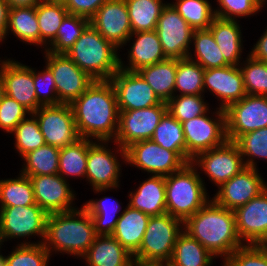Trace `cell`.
<instances>
[{
  "instance_id": "1",
  "label": "cell",
  "mask_w": 267,
  "mask_h": 266,
  "mask_svg": "<svg viewBox=\"0 0 267 266\" xmlns=\"http://www.w3.org/2000/svg\"><path fill=\"white\" fill-rule=\"evenodd\" d=\"M78 134L94 141H114L119 110L110 80L94 82L70 103Z\"/></svg>"
},
{
  "instance_id": "2",
  "label": "cell",
  "mask_w": 267,
  "mask_h": 266,
  "mask_svg": "<svg viewBox=\"0 0 267 266\" xmlns=\"http://www.w3.org/2000/svg\"><path fill=\"white\" fill-rule=\"evenodd\" d=\"M184 231L223 262L244 246L237 233L234 211L212 199L184 222Z\"/></svg>"
},
{
  "instance_id": "3",
  "label": "cell",
  "mask_w": 267,
  "mask_h": 266,
  "mask_svg": "<svg viewBox=\"0 0 267 266\" xmlns=\"http://www.w3.org/2000/svg\"><path fill=\"white\" fill-rule=\"evenodd\" d=\"M96 236L91 215L82 206L71 211L48 214L43 244L51 256L60 252L81 259Z\"/></svg>"
},
{
  "instance_id": "4",
  "label": "cell",
  "mask_w": 267,
  "mask_h": 266,
  "mask_svg": "<svg viewBox=\"0 0 267 266\" xmlns=\"http://www.w3.org/2000/svg\"><path fill=\"white\" fill-rule=\"evenodd\" d=\"M118 50L89 25L65 54L94 80H110L119 70Z\"/></svg>"
},
{
  "instance_id": "5",
  "label": "cell",
  "mask_w": 267,
  "mask_h": 266,
  "mask_svg": "<svg viewBox=\"0 0 267 266\" xmlns=\"http://www.w3.org/2000/svg\"><path fill=\"white\" fill-rule=\"evenodd\" d=\"M165 189L167 213L182 222L194 215L211 199L203 177L191 163L165 176Z\"/></svg>"
},
{
  "instance_id": "6",
  "label": "cell",
  "mask_w": 267,
  "mask_h": 266,
  "mask_svg": "<svg viewBox=\"0 0 267 266\" xmlns=\"http://www.w3.org/2000/svg\"><path fill=\"white\" fill-rule=\"evenodd\" d=\"M183 230L184 222L168 213L150 216L140 248L133 255V260L166 266Z\"/></svg>"
},
{
  "instance_id": "7",
  "label": "cell",
  "mask_w": 267,
  "mask_h": 266,
  "mask_svg": "<svg viewBox=\"0 0 267 266\" xmlns=\"http://www.w3.org/2000/svg\"><path fill=\"white\" fill-rule=\"evenodd\" d=\"M108 143H114V148L116 147L117 150L108 148V145L111 146ZM118 154L122 157V162L126 163V150L115 141H94L89 146L85 178L95 194L120 188L122 162L120 164Z\"/></svg>"
},
{
  "instance_id": "8",
  "label": "cell",
  "mask_w": 267,
  "mask_h": 266,
  "mask_svg": "<svg viewBox=\"0 0 267 266\" xmlns=\"http://www.w3.org/2000/svg\"><path fill=\"white\" fill-rule=\"evenodd\" d=\"M47 216L48 214L38 204L0 207V237L2 243L12 239H25V237L26 239L18 244L43 243L46 236ZM34 236L39 237V241H27V238L29 240L30 237Z\"/></svg>"
},
{
  "instance_id": "9",
  "label": "cell",
  "mask_w": 267,
  "mask_h": 266,
  "mask_svg": "<svg viewBox=\"0 0 267 266\" xmlns=\"http://www.w3.org/2000/svg\"><path fill=\"white\" fill-rule=\"evenodd\" d=\"M210 110L181 123L186 142V158L190 162L198 153L218 147L227 141L225 111L218 107L215 112Z\"/></svg>"
},
{
  "instance_id": "10",
  "label": "cell",
  "mask_w": 267,
  "mask_h": 266,
  "mask_svg": "<svg viewBox=\"0 0 267 266\" xmlns=\"http://www.w3.org/2000/svg\"><path fill=\"white\" fill-rule=\"evenodd\" d=\"M126 165L149 175L168 176L191 163L181 152L167 150L150 140L138 141L126 149Z\"/></svg>"
},
{
  "instance_id": "11",
  "label": "cell",
  "mask_w": 267,
  "mask_h": 266,
  "mask_svg": "<svg viewBox=\"0 0 267 266\" xmlns=\"http://www.w3.org/2000/svg\"><path fill=\"white\" fill-rule=\"evenodd\" d=\"M191 164L197 168L199 174L205 173L217 188L246 168L238 146L230 140L198 153L191 160Z\"/></svg>"
},
{
  "instance_id": "12",
  "label": "cell",
  "mask_w": 267,
  "mask_h": 266,
  "mask_svg": "<svg viewBox=\"0 0 267 266\" xmlns=\"http://www.w3.org/2000/svg\"><path fill=\"white\" fill-rule=\"evenodd\" d=\"M45 65L51 70L56 92L62 104H70L94 82L65 53H51L44 50Z\"/></svg>"
},
{
  "instance_id": "13",
  "label": "cell",
  "mask_w": 267,
  "mask_h": 266,
  "mask_svg": "<svg viewBox=\"0 0 267 266\" xmlns=\"http://www.w3.org/2000/svg\"><path fill=\"white\" fill-rule=\"evenodd\" d=\"M224 111L227 140L267 127V96L246 95Z\"/></svg>"
},
{
  "instance_id": "14",
  "label": "cell",
  "mask_w": 267,
  "mask_h": 266,
  "mask_svg": "<svg viewBox=\"0 0 267 266\" xmlns=\"http://www.w3.org/2000/svg\"><path fill=\"white\" fill-rule=\"evenodd\" d=\"M32 114L47 145L60 149L81 138L70 104L40 106Z\"/></svg>"
},
{
  "instance_id": "15",
  "label": "cell",
  "mask_w": 267,
  "mask_h": 266,
  "mask_svg": "<svg viewBox=\"0 0 267 266\" xmlns=\"http://www.w3.org/2000/svg\"><path fill=\"white\" fill-rule=\"evenodd\" d=\"M166 112L165 102L148 108L119 111L118 129L114 141L126 149L135 142L150 140Z\"/></svg>"
},
{
  "instance_id": "16",
  "label": "cell",
  "mask_w": 267,
  "mask_h": 266,
  "mask_svg": "<svg viewBox=\"0 0 267 266\" xmlns=\"http://www.w3.org/2000/svg\"><path fill=\"white\" fill-rule=\"evenodd\" d=\"M155 31L166 58L188 57L194 29L180 16L170 2L162 10Z\"/></svg>"
},
{
  "instance_id": "17",
  "label": "cell",
  "mask_w": 267,
  "mask_h": 266,
  "mask_svg": "<svg viewBox=\"0 0 267 266\" xmlns=\"http://www.w3.org/2000/svg\"><path fill=\"white\" fill-rule=\"evenodd\" d=\"M119 111L148 108L161 103L138 71L119 70L110 79Z\"/></svg>"
},
{
  "instance_id": "18",
  "label": "cell",
  "mask_w": 267,
  "mask_h": 266,
  "mask_svg": "<svg viewBox=\"0 0 267 266\" xmlns=\"http://www.w3.org/2000/svg\"><path fill=\"white\" fill-rule=\"evenodd\" d=\"M258 169L246 167L221 184L211 199L218 205L233 211L245 205L267 188V183Z\"/></svg>"
},
{
  "instance_id": "19",
  "label": "cell",
  "mask_w": 267,
  "mask_h": 266,
  "mask_svg": "<svg viewBox=\"0 0 267 266\" xmlns=\"http://www.w3.org/2000/svg\"><path fill=\"white\" fill-rule=\"evenodd\" d=\"M236 229L244 245H267V188L234 210Z\"/></svg>"
},
{
  "instance_id": "20",
  "label": "cell",
  "mask_w": 267,
  "mask_h": 266,
  "mask_svg": "<svg viewBox=\"0 0 267 266\" xmlns=\"http://www.w3.org/2000/svg\"><path fill=\"white\" fill-rule=\"evenodd\" d=\"M90 25L120 51L132 34L125 0L105 2L90 18Z\"/></svg>"
},
{
  "instance_id": "21",
  "label": "cell",
  "mask_w": 267,
  "mask_h": 266,
  "mask_svg": "<svg viewBox=\"0 0 267 266\" xmlns=\"http://www.w3.org/2000/svg\"><path fill=\"white\" fill-rule=\"evenodd\" d=\"M34 192L36 204H38L47 214L71 211L74 206L76 193L70 187L67 180L59 174L36 175L29 177Z\"/></svg>"
},
{
  "instance_id": "22",
  "label": "cell",
  "mask_w": 267,
  "mask_h": 266,
  "mask_svg": "<svg viewBox=\"0 0 267 266\" xmlns=\"http://www.w3.org/2000/svg\"><path fill=\"white\" fill-rule=\"evenodd\" d=\"M203 88L204 93L209 91L217 100L219 99L218 108L223 110L247 95L240 68L233 65L205 69Z\"/></svg>"
},
{
  "instance_id": "23",
  "label": "cell",
  "mask_w": 267,
  "mask_h": 266,
  "mask_svg": "<svg viewBox=\"0 0 267 266\" xmlns=\"http://www.w3.org/2000/svg\"><path fill=\"white\" fill-rule=\"evenodd\" d=\"M5 94L27 108L31 113L41 105L37 101L33 68L15 59H3Z\"/></svg>"
},
{
  "instance_id": "24",
  "label": "cell",
  "mask_w": 267,
  "mask_h": 266,
  "mask_svg": "<svg viewBox=\"0 0 267 266\" xmlns=\"http://www.w3.org/2000/svg\"><path fill=\"white\" fill-rule=\"evenodd\" d=\"M131 43L128 50V61L125 64L119 57V68L128 71H139L141 68L166 60L160 39L155 30L132 33L127 43ZM124 62V63H123Z\"/></svg>"
},
{
  "instance_id": "25",
  "label": "cell",
  "mask_w": 267,
  "mask_h": 266,
  "mask_svg": "<svg viewBox=\"0 0 267 266\" xmlns=\"http://www.w3.org/2000/svg\"><path fill=\"white\" fill-rule=\"evenodd\" d=\"M129 193L127 205L131 208L140 210L149 216L167 213L165 176L149 175L136 190Z\"/></svg>"
},
{
  "instance_id": "26",
  "label": "cell",
  "mask_w": 267,
  "mask_h": 266,
  "mask_svg": "<svg viewBox=\"0 0 267 266\" xmlns=\"http://www.w3.org/2000/svg\"><path fill=\"white\" fill-rule=\"evenodd\" d=\"M239 20L223 19L215 17L208 28L214 37V40L225 61L229 65L239 66L243 59V35Z\"/></svg>"
},
{
  "instance_id": "27",
  "label": "cell",
  "mask_w": 267,
  "mask_h": 266,
  "mask_svg": "<svg viewBox=\"0 0 267 266\" xmlns=\"http://www.w3.org/2000/svg\"><path fill=\"white\" fill-rule=\"evenodd\" d=\"M81 258L87 266H130L134 261L133 255L112 235H97Z\"/></svg>"
},
{
  "instance_id": "28",
  "label": "cell",
  "mask_w": 267,
  "mask_h": 266,
  "mask_svg": "<svg viewBox=\"0 0 267 266\" xmlns=\"http://www.w3.org/2000/svg\"><path fill=\"white\" fill-rule=\"evenodd\" d=\"M150 216L127 205L112 236L132 255L140 248Z\"/></svg>"
},
{
  "instance_id": "29",
  "label": "cell",
  "mask_w": 267,
  "mask_h": 266,
  "mask_svg": "<svg viewBox=\"0 0 267 266\" xmlns=\"http://www.w3.org/2000/svg\"><path fill=\"white\" fill-rule=\"evenodd\" d=\"M177 59H166L153 65L145 66L138 72L153 89L161 102L167 103L175 91Z\"/></svg>"
},
{
  "instance_id": "30",
  "label": "cell",
  "mask_w": 267,
  "mask_h": 266,
  "mask_svg": "<svg viewBox=\"0 0 267 266\" xmlns=\"http://www.w3.org/2000/svg\"><path fill=\"white\" fill-rule=\"evenodd\" d=\"M10 32L17 40L39 47L40 29L36 15V6L9 8L6 38Z\"/></svg>"
},
{
  "instance_id": "31",
  "label": "cell",
  "mask_w": 267,
  "mask_h": 266,
  "mask_svg": "<svg viewBox=\"0 0 267 266\" xmlns=\"http://www.w3.org/2000/svg\"><path fill=\"white\" fill-rule=\"evenodd\" d=\"M214 259L217 258L183 230L166 266H211Z\"/></svg>"
},
{
  "instance_id": "32",
  "label": "cell",
  "mask_w": 267,
  "mask_h": 266,
  "mask_svg": "<svg viewBox=\"0 0 267 266\" xmlns=\"http://www.w3.org/2000/svg\"><path fill=\"white\" fill-rule=\"evenodd\" d=\"M91 215L96 235H112L122 210L121 203L112 197L90 199L82 205ZM121 213V214H119Z\"/></svg>"
},
{
  "instance_id": "33",
  "label": "cell",
  "mask_w": 267,
  "mask_h": 266,
  "mask_svg": "<svg viewBox=\"0 0 267 266\" xmlns=\"http://www.w3.org/2000/svg\"><path fill=\"white\" fill-rule=\"evenodd\" d=\"M188 58L204 69L229 66L209 29L194 30ZM191 51H194L193 54ZM195 56V57H194Z\"/></svg>"
},
{
  "instance_id": "34",
  "label": "cell",
  "mask_w": 267,
  "mask_h": 266,
  "mask_svg": "<svg viewBox=\"0 0 267 266\" xmlns=\"http://www.w3.org/2000/svg\"><path fill=\"white\" fill-rule=\"evenodd\" d=\"M69 14L61 0H41L36 5V15L40 29V46L47 45L56 37L59 26Z\"/></svg>"
},
{
  "instance_id": "35",
  "label": "cell",
  "mask_w": 267,
  "mask_h": 266,
  "mask_svg": "<svg viewBox=\"0 0 267 266\" xmlns=\"http://www.w3.org/2000/svg\"><path fill=\"white\" fill-rule=\"evenodd\" d=\"M94 140L80 138L75 143L60 148L58 174L68 178H84L89 146Z\"/></svg>"
},
{
  "instance_id": "36",
  "label": "cell",
  "mask_w": 267,
  "mask_h": 266,
  "mask_svg": "<svg viewBox=\"0 0 267 266\" xmlns=\"http://www.w3.org/2000/svg\"><path fill=\"white\" fill-rule=\"evenodd\" d=\"M132 27V33L152 31L162 10L167 4L163 0H125Z\"/></svg>"
},
{
  "instance_id": "37",
  "label": "cell",
  "mask_w": 267,
  "mask_h": 266,
  "mask_svg": "<svg viewBox=\"0 0 267 266\" xmlns=\"http://www.w3.org/2000/svg\"><path fill=\"white\" fill-rule=\"evenodd\" d=\"M60 149L43 145L23 157L21 174L31 177L36 175L58 174Z\"/></svg>"
},
{
  "instance_id": "38",
  "label": "cell",
  "mask_w": 267,
  "mask_h": 266,
  "mask_svg": "<svg viewBox=\"0 0 267 266\" xmlns=\"http://www.w3.org/2000/svg\"><path fill=\"white\" fill-rule=\"evenodd\" d=\"M36 204L30 178L19 172L16 178L0 180V207Z\"/></svg>"
},
{
  "instance_id": "39",
  "label": "cell",
  "mask_w": 267,
  "mask_h": 266,
  "mask_svg": "<svg viewBox=\"0 0 267 266\" xmlns=\"http://www.w3.org/2000/svg\"><path fill=\"white\" fill-rule=\"evenodd\" d=\"M204 70L188 57L177 59L174 95H204Z\"/></svg>"
},
{
  "instance_id": "40",
  "label": "cell",
  "mask_w": 267,
  "mask_h": 266,
  "mask_svg": "<svg viewBox=\"0 0 267 266\" xmlns=\"http://www.w3.org/2000/svg\"><path fill=\"white\" fill-rule=\"evenodd\" d=\"M89 25L88 18L68 14L59 26L56 37L47 45L46 51L66 53Z\"/></svg>"
},
{
  "instance_id": "41",
  "label": "cell",
  "mask_w": 267,
  "mask_h": 266,
  "mask_svg": "<svg viewBox=\"0 0 267 266\" xmlns=\"http://www.w3.org/2000/svg\"><path fill=\"white\" fill-rule=\"evenodd\" d=\"M175 1L171 4L194 30L208 29L216 17L209 0Z\"/></svg>"
},
{
  "instance_id": "42",
  "label": "cell",
  "mask_w": 267,
  "mask_h": 266,
  "mask_svg": "<svg viewBox=\"0 0 267 266\" xmlns=\"http://www.w3.org/2000/svg\"><path fill=\"white\" fill-rule=\"evenodd\" d=\"M151 140L167 150L181 152L186 157L182 124L168 111L161 118Z\"/></svg>"
},
{
  "instance_id": "43",
  "label": "cell",
  "mask_w": 267,
  "mask_h": 266,
  "mask_svg": "<svg viewBox=\"0 0 267 266\" xmlns=\"http://www.w3.org/2000/svg\"><path fill=\"white\" fill-rule=\"evenodd\" d=\"M234 143L238 146L244 164L256 168V159L267 161V127L239 136Z\"/></svg>"
},
{
  "instance_id": "44",
  "label": "cell",
  "mask_w": 267,
  "mask_h": 266,
  "mask_svg": "<svg viewBox=\"0 0 267 266\" xmlns=\"http://www.w3.org/2000/svg\"><path fill=\"white\" fill-rule=\"evenodd\" d=\"M14 135L16 152L23 158L29 152L45 145L36 117L31 113L10 133Z\"/></svg>"
},
{
  "instance_id": "45",
  "label": "cell",
  "mask_w": 267,
  "mask_h": 266,
  "mask_svg": "<svg viewBox=\"0 0 267 266\" xmlns=\"http://www.w3.org/2000/svg\"><path fill=\"white\" fill-rule=\"evenodd\" d=\"M204 95H174L166 104L167 111L180 123L205 114L209 103Z\"/></svg>"
},
{
  "instance_id": "46",
  "label": "cell",
  "mask_w": 267,
  "mask_h": 266,
  "mask_svg": "<svg viewBox=\"0 0 267 266\" xmlns=\"http://www.w3.org/2000/svg\"><path fill=\"white\" fill-rule=\"evenodd\" d=\"M247 95L267 96V63L250 55L239 64Z\"/></svg>"
},
{
  "instance_id": "47",
  "label": "cell",
  "mask_w": 267,
  "mask_h": 266,
  "mask_svg": "<svg viewBox=\"0 0 267 266\" xmlns=\"http://www.w3.org/2000/svg\"><path fill=\"white\" fill-rule=\"evenodd\" d=\"M12 250L7 255V266H48L50 262L51 255L43 243L16 244Z\"/></svg>"
},
{
  "instance_id": "48",
  "label": "cell",
  "mask_w": 267,
  "mask_h": 266,
  "mask_svg": "<svg viewBox=\"0 0 267 266\" xmlns=\"http://www.w3.org/2000/svg\"><path fill=\"white\" fill-rule=\"evenodd\" d=\"M219 7L214 9L216 17L238 20L259 13L267 2L265 0H216Z\"/></svg>"
},
{
  "instance_id": "49",
  "label": "cell",
  "mask_w": 267,
  "mask_h": 266,
  "mask_svg": "<svg viewBox=\"0 0 267 266\" xmlns=\"http://www.w3.org/2000/svg\"><path fill=\"white\" fill-rule=\"evenodd\" d=\"M222 266H267V245H244L236 249Z\"/></svg>"
},
{
  "instance_id": "50",
  "label": "cell",
  "mask_w": 267,
  "mask_h": 266,
  "mask_svg": "<svg viewBox=\"0 0 267 266\" xmlns=\"http://www.w3.org/2000/svg\"><path fill=\"white\" fill-rule=\"evenodd\" d=\"M42 71L33 68V81L37 101L41 106L62 104L56 92V85L51 70L45 65ZM35 69V70H34Z\"/></svg>"
},
{
  "instance_id": "51",
  "label": "cell",
  "mask_w": 267,
  "mask_h": 266,
  "mask_svg": "<svg viewBox=\"0 0 267 266\" xmlns=\"http://www.w3.org/2000/svg\"><path fill=\"white\" fill-rule=\"evenodd\" d=\"M30 114L27 108L5 94L0 103V128L9 134Z\"/></svg>"
},
{
  "instance_id": "52",
  "label": "cell",
  "mask_w": 267,
  "mask_h": 266,
  "mask_svg": "<svg viewBox=\"0 0 267 266\" xmlns=\"http://www.w3.org/2000/svg\"><path fill=\"white\" fill-rule=\"evenodd\" d=\"M69 14L90 18L109 0H61Z\"/></svg>"
},
{
  "instance_id": "53",
  "label": "cell",
  "mask_w": 267,
  "mask_h": 266,
  "mask_svg": "<svg viewBox=\"0 0 267 266\" xmlns=\"http://www.w3.org/2000/svg\"><path fill=\"white\" fill-rule=\"evenodd\" d=\"M265 30L263 31V35H261L258 41L253 45L248 55L256 60L267 63V28Z\"/></svg>"
},
{
  "instance_id": "54",
  "label": "cell",
  "mask_w": 267,
  "mask_h": 266,
  "mask_svg": "<svg viewBox=\"0 0 267 266\" xmlns=\"http://www.w3.org/2000/svg\"><path fill=\"white\" fill-rule=\"evenodd\" d=\"M9 8L6 0H0V44L6 39Z\"/></svg>"
},
{
  "instance_id": "55",
  "label": "cell",
  "mask_w": 267,
  "mask_h": 266,
  "mask_svg": "<svg viewBox=\"0 0 267 266\" xmlns=\"http://www.w3.org/2000/svg\"><path fill=\"white\" fill-rule=\"evenodd\" d=\"M41 0H6L10 8L36 6Z\"/></svg>"
},
{
  "instance_id": "56",
  "label": "cell",
  "mask_w": 267,
  "mask_h": 266,
  "mask_svg": "<svg viewBox=\"0 0 267 266\" xmlns=\"http://www.w3.org/2000/svg\"><path fill=\"white\" fill-rule=\"evenodd\" d=\"M5 95L4 80H3V60L0 58V103Z\"/></svg>"
},
{
  "instance_id": "57",
  "label": "cell",
  "mask_w": 267,
  "mask_h": 266,
  "mask_svg": "<svg viewBox=\"0 0 267 266\" xmlns=\"http://www.w3.org/2000/svg\"><path fill=\"white\" fill-rule=\"evenodd\" d=\"M130 266H164L161 264H150V263H141V262H137V261H133Z\"/></svg>"
},
{
  "instance_id": "58",
  "label": "cell",
  "mask_w": 267,
  "mask_h": 266,
  "mask_svg": "<svg viewBox=\"0 0 267 266\" xmlns=\"http://www.w3.org/2000/svg\"><path fill=\"white\" fill-rule=\"evenodd\" d=\"M0 266H7V256L2 255L0 250Z\"/></svg>"
},
{
  "instance_id": "59",
  "label": "cell",
  "mask_w": 267,
  "mask_h": 266,
  "mask_svg": "<svg viewBox=\"0 0 267 266\" xmlns=\"http://www.w3.org/2000/svg\"><path fill=\"white\" fill-rule=\"evenodd\" d=\"M2 245H4V243H2V240H1V237H0V250H1V248H3Z\"/></svg>"
}]
</instances>
